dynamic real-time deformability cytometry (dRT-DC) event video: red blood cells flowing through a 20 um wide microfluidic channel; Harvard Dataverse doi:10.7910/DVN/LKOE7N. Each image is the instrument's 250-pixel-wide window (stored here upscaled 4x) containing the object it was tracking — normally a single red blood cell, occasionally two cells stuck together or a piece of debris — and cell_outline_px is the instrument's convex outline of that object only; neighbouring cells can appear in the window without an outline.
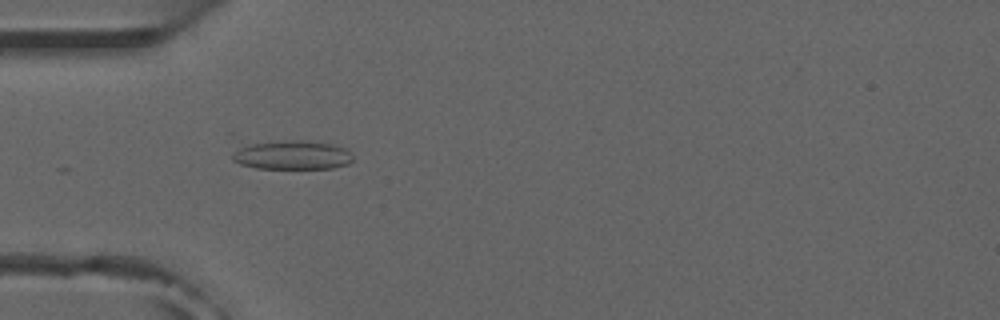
{"species": "common noctule bat (a hibernating species)", "species_latin": "Nyctalus noctula", "temperature_condition": "room temperature", "stored_images_in_passage": 21, "camera_frame_rate_fps": 3000, "um_per_image_px": 0.085, "animal": {"sex": "male", "forearm_length_mm": 52.5}, "frame": {"image": 1, "passage_image": 15, "time_ms": 4.667, "image_size_px": [1000, 320], "cell_outline_px": [[352, 160], [348, 164], [332, 168], [256, 168], [240, 164], [232, 160], [232, 156], [240, 144], [292, 140], [300, 140], [332, 144], [344, 148], [352, 152]], "centroid_in_image_um": [24.81, 13.17], "position_along_channel_um": 60.2, "area_um2": 20.4}}